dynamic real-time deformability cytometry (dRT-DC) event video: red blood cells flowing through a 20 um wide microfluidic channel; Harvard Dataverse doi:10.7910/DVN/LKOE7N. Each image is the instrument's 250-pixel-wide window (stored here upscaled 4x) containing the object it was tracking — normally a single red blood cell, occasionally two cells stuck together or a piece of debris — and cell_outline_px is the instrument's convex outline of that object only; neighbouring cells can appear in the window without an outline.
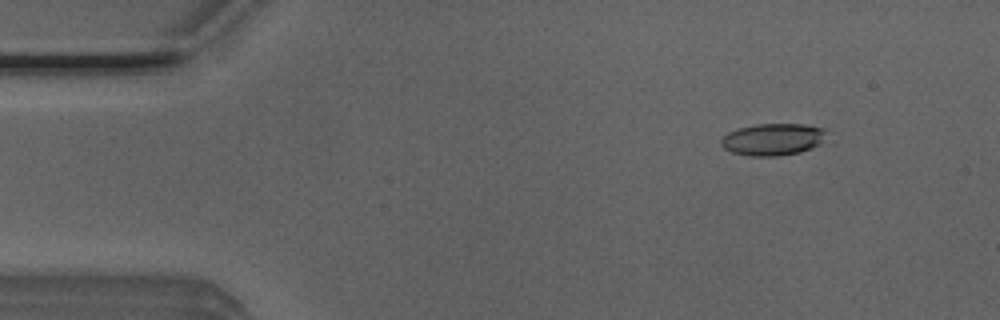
{"species": "Egyptian fruit bat (a non-hibernating species)", "species_latin": "Rousettus aegyptiacus", "temperature_condition": "room temperature", "stored_images_in_passage": 9, "camera_frame_rate_fps": 3000, "um_per_image_px": 0.085, "animal": {"sex": "male"}, "frame": {"image": 1, "passage_image": 5, "time_ms": 1.333, "image_size_px": [1000, 320], "cell_outline_px": [[824, 132], [820, 144], [812, 148], [800, 152], [776, 156], [752, 156], [732, 152], [724, 148], [720, 144], [720, 140], [728, 132], [740, 128], [756, 124], [804, 124], [824, 128]], "centroid_in_image_um": [65.66, 11.85], "position_along_channel_um": 19.3, "area_um2": 19.42}}